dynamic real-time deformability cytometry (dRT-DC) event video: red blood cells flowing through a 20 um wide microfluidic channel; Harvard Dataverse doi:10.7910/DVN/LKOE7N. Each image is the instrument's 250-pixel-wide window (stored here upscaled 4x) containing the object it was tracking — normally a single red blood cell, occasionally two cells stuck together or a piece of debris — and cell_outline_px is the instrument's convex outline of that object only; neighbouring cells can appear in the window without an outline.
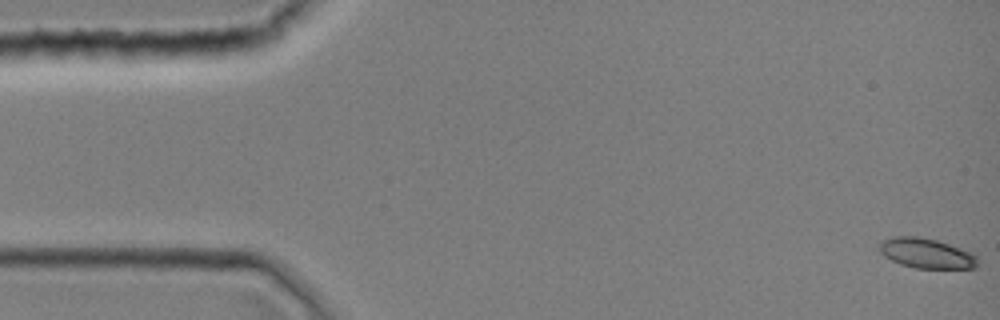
{"species": "common noctule bat (a hibernating species)", "species_latin": "Nyctalus noctula", "temperature_condition": "room temperature", "stored_images_in_passage": 10, "camera_frame_rate_fps": 3000, "um_per_image_px": 0.085, "animal": {"sex": "female", "body_mass_g": 19.0, "forearm_length_mm": 51.5}, "frame": {"image": 1, "passage_image": 1, "time_ms": 0.0, "image_size_px": [1000, 320], "cell_outline_px": [[976, 268], [916, 268], [900, 264], [884, 256], [880, 252], [880, 244], [884, 240], [892, 236], [920, 236], [936, 240], [972, 252], [976, 256]], "centroid_in_image_um": [78.73, 21.52], "position_along_channel_um": 6.3, "area_um2": 16.99}}
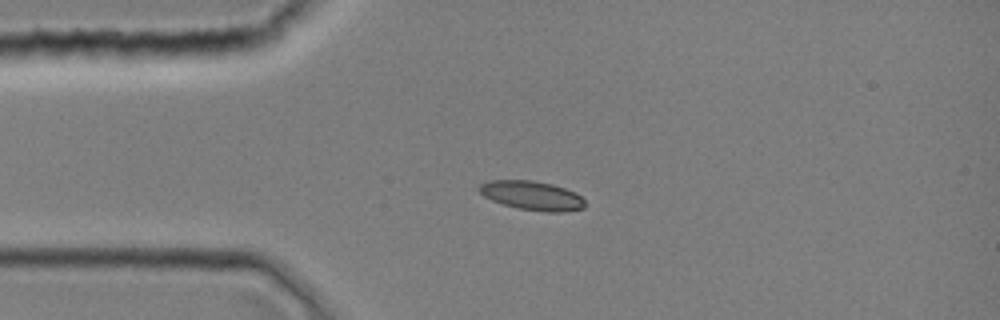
{"frame": {"image": 2, "passage_image": 10, "time_ms": 3.0, "image_size_px": [1000, 320], "cell_outline_px": [[584, 208], [564, 212], [548, 212], [516, 208], [492, 200], [484, 196], [476, 188], [480, 184], [488, 180], [532, 180], [552, 184], [564, 188], [580, 196], [584, 200]], "centroid_in_image_um": [45.18, 16.62], "position_along_channel_um": 39.8, "area_um2": 17.86}}